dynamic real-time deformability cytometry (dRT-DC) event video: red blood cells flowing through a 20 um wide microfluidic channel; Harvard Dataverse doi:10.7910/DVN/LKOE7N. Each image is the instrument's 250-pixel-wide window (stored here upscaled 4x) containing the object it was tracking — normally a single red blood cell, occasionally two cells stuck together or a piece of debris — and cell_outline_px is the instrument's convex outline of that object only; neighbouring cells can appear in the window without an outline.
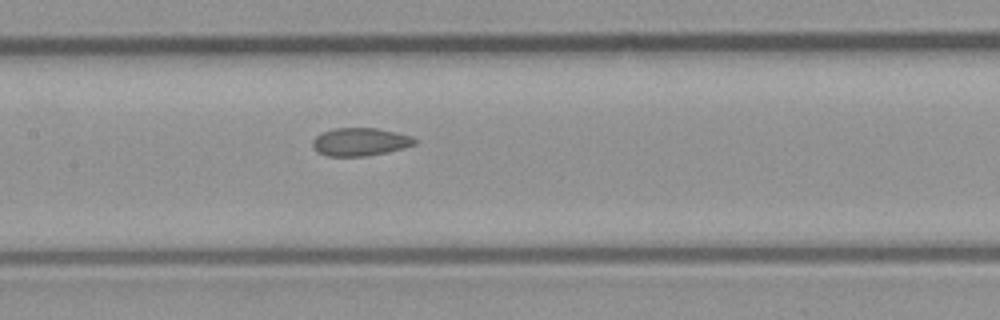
{"species": "common noctule bat (a hibernating species)", "species_latin": "Nyctalus noctula", "temperature_condition": "room temperature", "stored_images_in_passage": 5, "camera_frame_rate_fps": 3000, "um_per_image_px": 0.085, "animal": {"sex": "male", "body_mass_g": 23.1, "forearm_length_mm": 52.7}, "frame": {"image": 1, "passage_image": 5, "time_ms": 1.333, "image_size_px": [1000, 320], "cell_outline_px": [[416, 144], [388, 152], [364, 156], [328, 156], [316, 152], [312, 144], [312, 140], [320, 132], [336, 128], [376, 128], [396, 132], [412, 136], [416, 140]], "centroid_in_image_um": [30.58, 12.05], "position_along_channel_um": 176.8, "area_um2": 16.7}}